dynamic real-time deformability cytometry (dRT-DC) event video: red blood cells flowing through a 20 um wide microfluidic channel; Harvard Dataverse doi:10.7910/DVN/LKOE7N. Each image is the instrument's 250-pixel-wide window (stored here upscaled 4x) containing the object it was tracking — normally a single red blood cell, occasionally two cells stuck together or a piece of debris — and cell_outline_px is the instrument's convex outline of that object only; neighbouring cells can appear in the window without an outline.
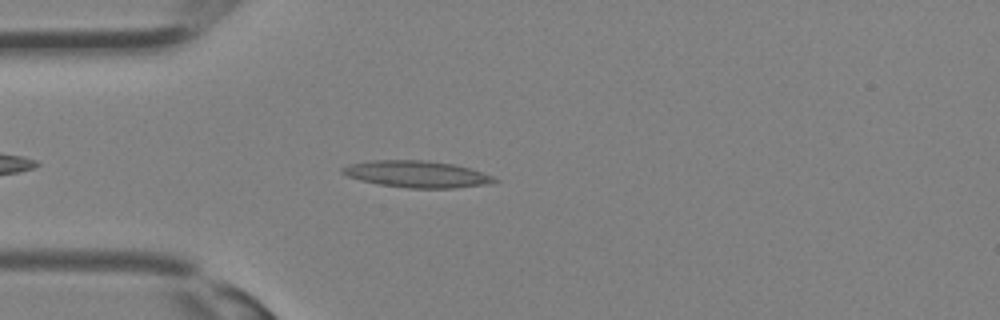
{"species": "Egyptian fruit bat (a non-hibernating species)", "species_latin": "Rousettus aegyptiacus", "temperature_condition": "room temperature", "stored_images_in_passage": 6, "camera_frame_rate_fps": 3000, "um_per_image_px": 0.085, "animal": {"sex": "female"}, "frame": {"image": 1, "passage_image": 3, "time_ms": 0.667, "image_size_px": [1000, 320], "cell_outline_px": [[500, 180], [488, 184], [456, 188], [408, 188], [380, 184], [360, 180], [348, 176], [340, 172], [340, 168], [348, 164], [372, 160], [428, 160], [456, 164], [492, 176]], "centroid_in_image_um": [35.41, 14.79], "position_along_channel_um": 49.6, "area_um2": 23.7}}
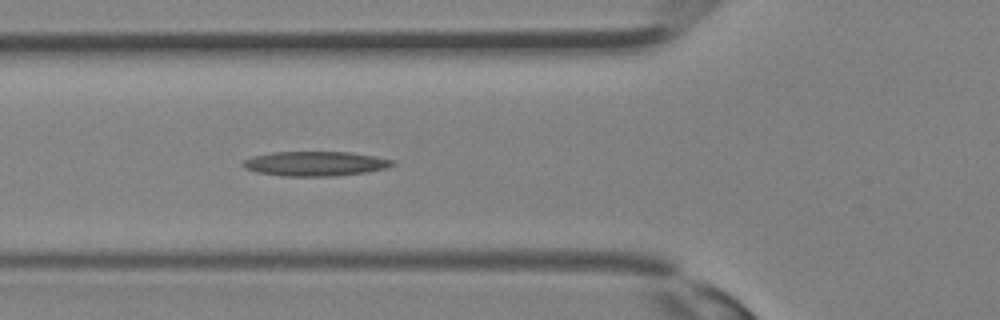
{"frame": {"image": 2, "passage_image": 6, "time_ms": 1.667, "image_size_px": [1000, 320], "cell_outline_px": [[396, 164], [388, 168], [364, 172], [336, 176], [280, 176], [260, 172], [244, 168], [240, 164], [244, 160], [252, 156], [272, 152], [348, 152], [376, 156], [392, 160]], "centroid_in_image_um": [26.79, 13.91], "position_along_channel_um": 99.0, "area_um2": 21.44}}